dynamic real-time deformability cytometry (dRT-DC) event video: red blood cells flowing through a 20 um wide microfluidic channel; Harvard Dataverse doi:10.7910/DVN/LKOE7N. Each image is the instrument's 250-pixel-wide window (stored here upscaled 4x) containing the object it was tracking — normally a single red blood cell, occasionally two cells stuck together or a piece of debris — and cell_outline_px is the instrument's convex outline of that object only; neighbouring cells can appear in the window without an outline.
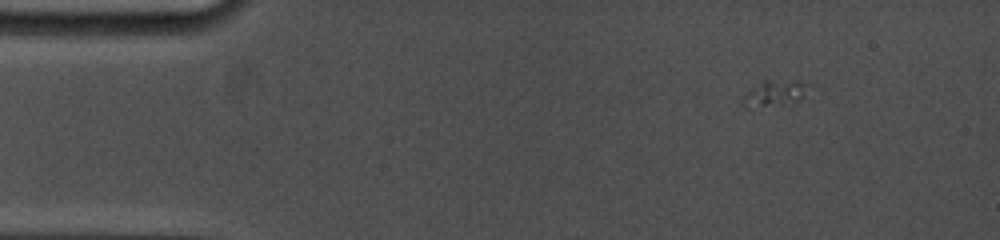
{"species": "common noctule bat (a hibernating species)", "species_latin": "Nyctalus noctula", "temperature_condition": "cold", "stored_images_in_passage": 13, "camera_frame_rate_fps": 5000, "um_per_image_px": 0.085, "animal": {"sex": "female", "body_mass_g": 19.0, "forearm_length_mm": 53.3}, "frame": {"image": 1, "passage_image": 6, "time_ms": 1.8, "image_size_px": [1000, 240], "cell_outline_px": [[808, 84], [804, 96], [796, 100], [748, 108], [744, 108], [744, 96], [764, 76], [804, 80]], "centroid_in_image_um": [65.86, 7.79], "position_along_channel_um": 19.1, "area_um2": 10.12}}